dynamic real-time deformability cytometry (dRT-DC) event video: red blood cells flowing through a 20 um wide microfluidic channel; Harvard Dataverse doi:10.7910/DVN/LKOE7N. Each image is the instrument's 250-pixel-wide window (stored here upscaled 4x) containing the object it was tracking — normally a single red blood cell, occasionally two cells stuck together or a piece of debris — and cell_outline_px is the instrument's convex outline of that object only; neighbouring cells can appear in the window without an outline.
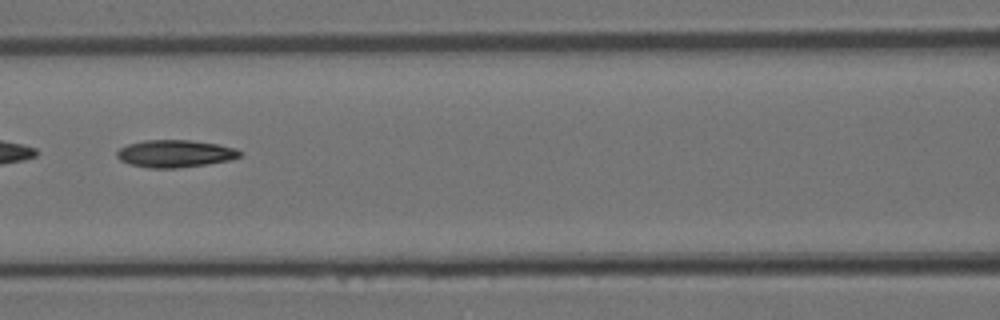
{"species": "Egyptian fruit bat (a non-hibernating species)", "species_latin": "Rousettus aegyptiacus", "temperature_condition": "room temperature", "stored_images_in_passage": 42, "camera_frame_rate_fps": 3000, "um_per_image_px": 0.085, "animal": {"sex": "female"}, "frame": {"image": 1, "passage_image": 18, "time_ms": 5.667, "image_size_px": [1000, 320], "cell_outline_px": [[240, 156], [232, 160], [176, 168], [148, 168], [128, 164], [120, 160], [116, 156], [116, 152], [120, 148], [128, 144], [144, 140], [188, 140], [216, 144], [236, 148], [240, 152]], "centroid_in_image_um": [14.84, 13.06], "position_along_channel_um": 151.8, "area_um2": 19.54}}
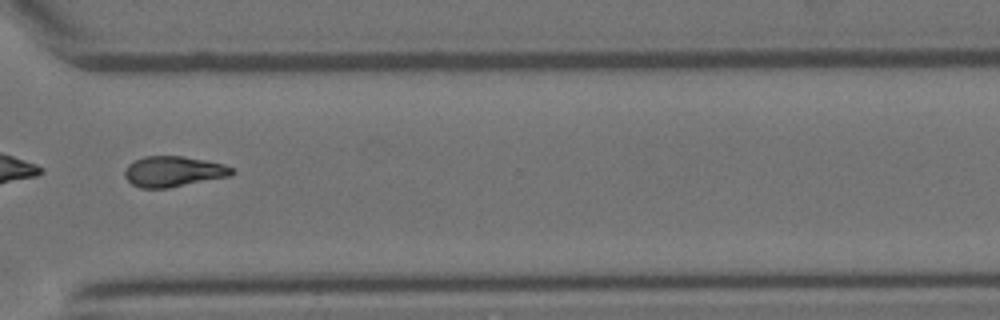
{"frame": {"image": 2, "passage_image": 31, "time_ms": 10.0, "image_size_px": [1000, 320], "cell_outline_px": [[236, 172], [232, 176], [168, 188], [140, 188], [132, 184], [124, 176], [124, 172], [128, 164], [144, 156], [184, 156], [224, 164], [232, 168]], "centroid_in_image_um": [14.76, 14.58], "position_along_channel_um": 355.8, "area_um2": 19.19}}
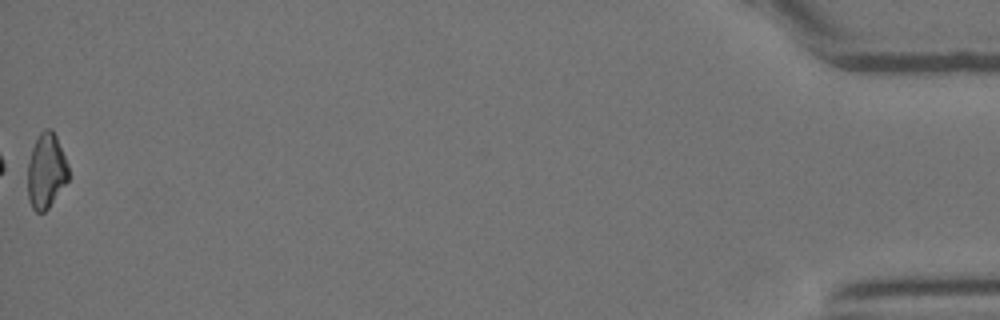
{"frame": {"image": 3, "passage_image": 42, "time_ms": 13.667, "image_size_px": [1000, 320], "cell_outline_px": [[68, 180], [48, 208], [44, 212], [36, 212], [32, 208], [28, 200], [28, 164], [32, 148], [40, 132], [44, 128], [52, 128], [56, 136], [68, 164]], "centroid_in_image_um": [3.92, 14.52], "position_along_channel_um": 431.3, "area_um2": 17.74}}